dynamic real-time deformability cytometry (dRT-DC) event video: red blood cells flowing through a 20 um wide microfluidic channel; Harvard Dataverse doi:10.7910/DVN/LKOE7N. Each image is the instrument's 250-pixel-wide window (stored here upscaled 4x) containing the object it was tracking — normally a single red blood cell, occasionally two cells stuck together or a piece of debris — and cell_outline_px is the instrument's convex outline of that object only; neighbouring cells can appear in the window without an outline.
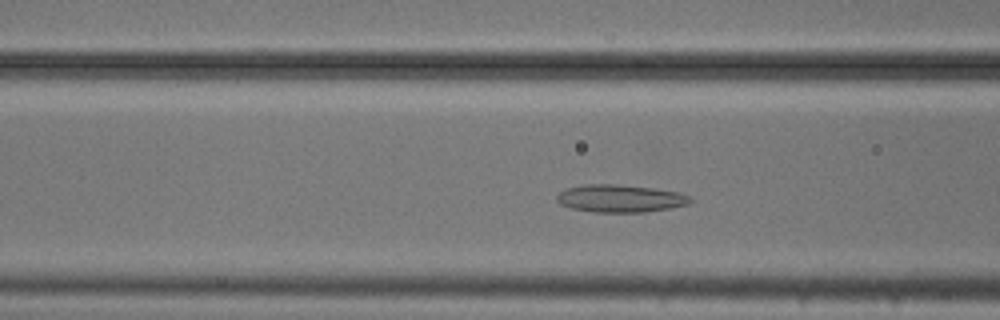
{"species": "common noctule bat (a hibernating species)", "species_latin": "Nyctalus noctula", "temperature_condition": "cold", "stored_images_in_passage": 48, "camera_frame_rate_fps": 3000, "um_per_image_px": 0.085, "animal": {"sex": "male", "body_mass_g": 20.5, "forearm_length_mm": 52.5}, "frame": {"image": 1, "passage_image": 15, "time_ms": 4.667, "image_size_px": [1000, 320], "cell_outline_px": [[692, 200], [688, 204], [672, 208], [644, 212], [596, 212], [572, 208], [560, 204], [556, 200], [556, 196], [560, 192], [568, 188], [584, 184], [616, 184], [652, 188], [680, 192], [688, 196]], "centroid_in_image_um": [52.72, 16.87], "position_along_channel_um": 113.9, "area_um2": 21.39}}
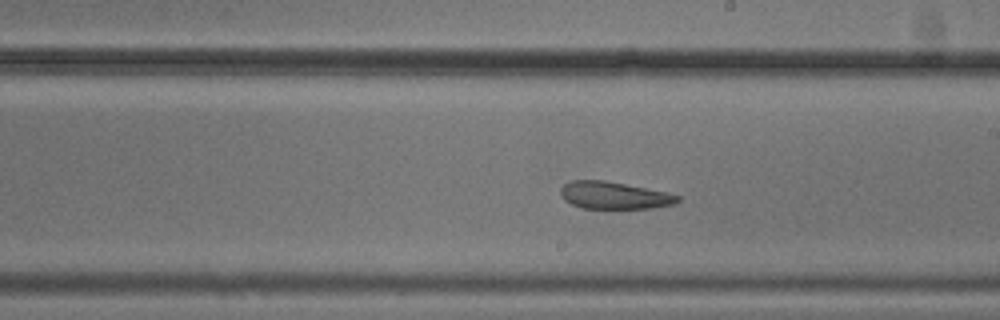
{"frame": {"image": 2, "passage_image": 25, "time_ms": 8.0, "image_size_px": [1000, 320], "cell_outline_px": [[680, 200], [676, 204], [652, 208], [580, 208], [564, 200], [560, 196], [560, 188], [564, 184], [572, 180], [604, 180], [668, 192], [680, 196]], "centroid_in_image_um": [52.2, 16.61], "position_along_channel_um": 236.8, "area_um2": 18.73}}
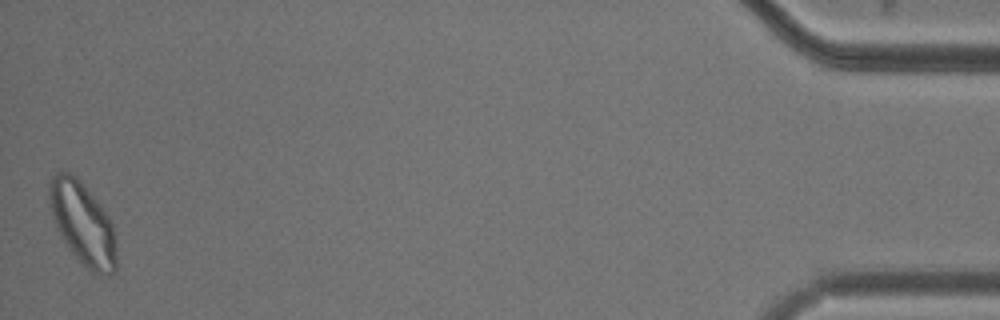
{"frame": {"image": 3, "passage_image": 48, "time_ms": 15.667, "image_size_px": [1000, 320], "cell_outline_px": [[116, 268], [108, 276], [96, 272], [88, 268], [72, 252], [60, 236], [56, 228], [52, 216], [48, 196], [48, 184], [52, 176], [56, 172], [68, 172], [76, 176], [80, 180], [96, 200], [108, 216], [112, 224], [116, 244]], "centroid_in_image_um": [7.0, 18.96], "position_along_channel_um": 428.2, "area_um2": 31.91}, "authors_computed_cell_mechanics": {"area_um2": 23.0333, "velocity_mm_per_s": 3.6845, "shape_relaxation_time_tau1_ms": null, "shape_relaxation_time_tau2_ms": 3.5, "deformation_change_tau1": null, "deformation_change_tau2": 0.1128}}